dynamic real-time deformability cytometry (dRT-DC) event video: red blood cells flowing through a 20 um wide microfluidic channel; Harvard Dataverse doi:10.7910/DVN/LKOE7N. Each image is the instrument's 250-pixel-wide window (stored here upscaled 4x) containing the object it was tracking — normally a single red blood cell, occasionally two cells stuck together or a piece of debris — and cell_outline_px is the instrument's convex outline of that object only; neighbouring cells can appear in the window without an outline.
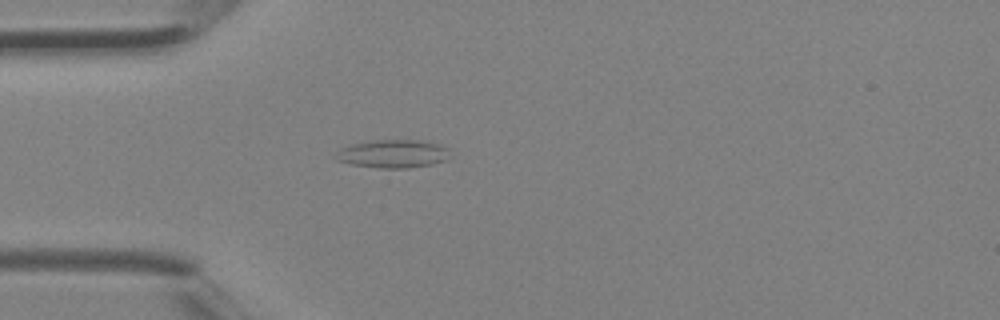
{"species": "Egyptian fruit bat (a non-hibernating species)", "species_latin": "Rousettus aegyptiacus", "temperature_condition": "room temperature", "stored_images_in_passage": 2, "camera_frame_rate_fps": 3000, "um_per_image_px": 0.085, "animal": {"sex": "female"}, "frame": {"image": 1, "passage_image": 2, "time_ms": 0.333, "image_size_px": [1000, 320], "cell_outline_px": [[452, 156], [448, 160], [432, 164], [408, 168], [380, 168], [352, 164], [336, 160], [340, 148], [348, 144], [372, 140], [420, 140], [440, 144], [448, 148]], "centroid_in_image_um": [33.47, 13.06], "position_along_channel_um": 51.5, "area_um2": 18.96}}